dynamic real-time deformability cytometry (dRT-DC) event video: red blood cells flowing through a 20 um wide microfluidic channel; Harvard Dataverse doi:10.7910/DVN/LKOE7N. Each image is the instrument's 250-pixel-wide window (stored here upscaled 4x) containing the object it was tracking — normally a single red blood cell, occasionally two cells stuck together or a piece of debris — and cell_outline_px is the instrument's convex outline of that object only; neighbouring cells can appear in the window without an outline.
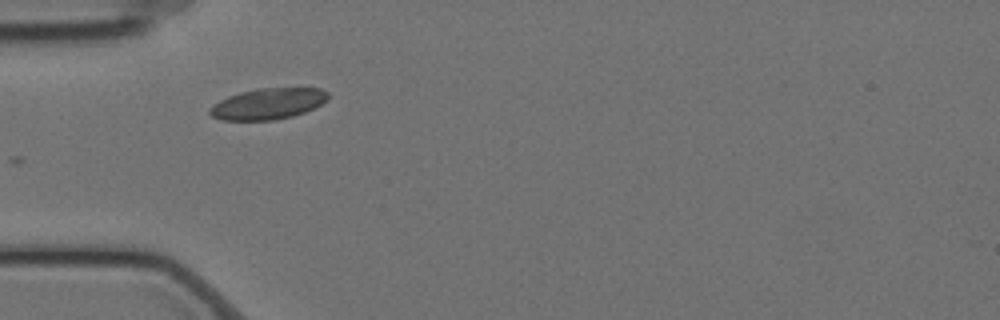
{"species": "Egyptian fruit bat (a non-hibernating species)", "species_latin": "Rousettus aegyptiacus", "temperature_condition": "cold", "stored_images_in_passage": 5, "camera_frame_rate_fps": 3000, "um_per_image_px": 0.085, "animal": {"sex": "female"}, "frame": {"image": 1, "passage_image": 1, "time_ms": 0.0, "image_size_px": [1000, 320], "cell_outline_px": [[328, 100], [304, 112], [292, 116], [272, 120], [220, 120], [212, 116], [208, 112], [208, 108], [220, 100], [228, 96], [240, 92], [256, 88], [320, 88], [328, 92]], "centroid_in_image_um": [22.75, 8.81], "position_along_channel_um": 62.3, "area_um2": 21.39}}
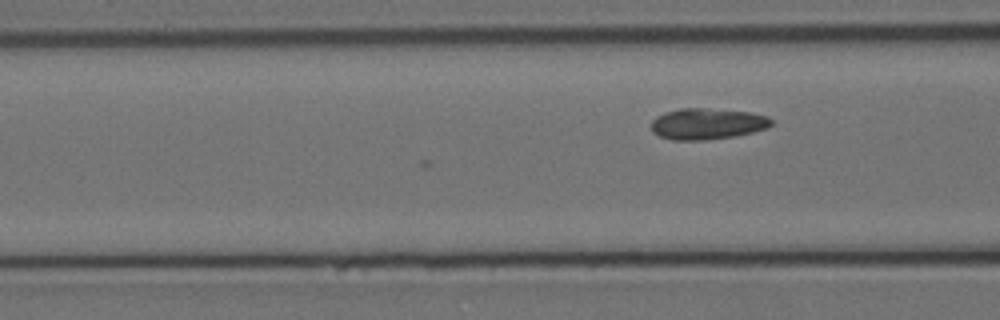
{"frame": {"image": 2, "passage_image": 5, "time_ms": 1.333, "image_size_px": [1000, 320], "cell_outline_px": [[772, 124], [768, 128], [736, 136], [704, 140], [672, 140], [660, 136], [652, 132], [652, 120], [656, 116], [664, 112], [680, 108], [704, 108], [748, 112], [768, 116], [772, 120]], "centroid_in_image_um": [60.1, 10.52], "position_along_channel_um": 106.5, "area_um2": 21.85}}